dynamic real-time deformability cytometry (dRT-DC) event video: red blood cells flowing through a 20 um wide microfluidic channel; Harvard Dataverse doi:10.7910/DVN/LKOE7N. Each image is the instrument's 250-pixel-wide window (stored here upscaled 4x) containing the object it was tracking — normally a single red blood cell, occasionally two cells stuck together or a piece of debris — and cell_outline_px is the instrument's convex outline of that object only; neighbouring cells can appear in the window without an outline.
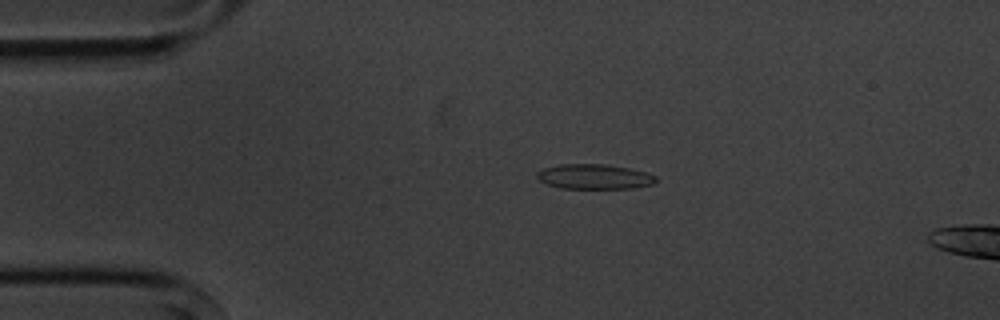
{"species": "common noctule bat (a hibernating species)", "species_latin": "Nyctalus noctula", "temperature_condition": "cold", "stored_images_in_passage": 4, "camera_frame_rate_fps": 3000, "um_per_image_px": 0.085, "animal": {"sex": "male", "body_mass_g": 20.1, "forearm_length_mm": 53.5}, "frame": {"image": 1, "passage_image": 2, "time_ms": 2.0, "image_size_px": [1000, 320], "cell_outline_px": [[656, 180], [652, 184], [632, 188], [560, 188], [548, 184], [540, 180], [536, 176], [536, 172], [544, 168], [560, 164], [608, 164], [628, 168], [644, 172], [656, 176]], "centroid_in_image_um": [50.49, 15.01], "position_along_channel_um": 34.5, "area_um2": 17.11}}